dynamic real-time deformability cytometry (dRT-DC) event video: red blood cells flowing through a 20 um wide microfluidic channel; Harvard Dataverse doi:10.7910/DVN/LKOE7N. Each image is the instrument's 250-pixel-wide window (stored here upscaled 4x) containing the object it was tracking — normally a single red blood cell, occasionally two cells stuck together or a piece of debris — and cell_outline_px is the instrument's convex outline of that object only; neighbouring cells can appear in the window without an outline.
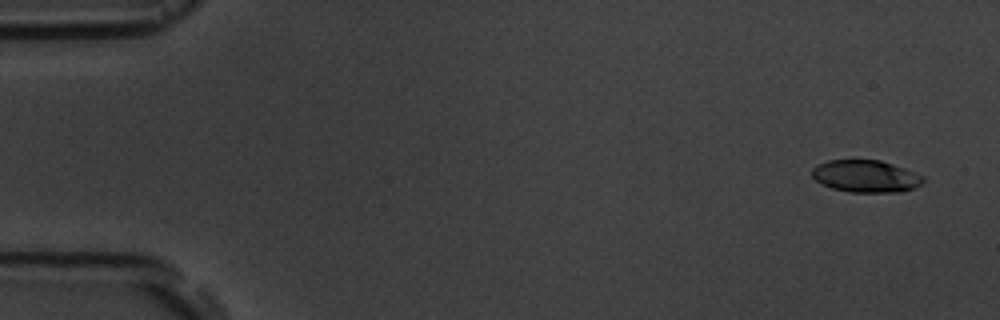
{"species": "common noctule bat (a hibernating species)", "species_latin": "Nyctalus noctula", "temperature_condition": "room temperature", "stored_images_in_passage": 6, "camera_frame_rate_fps": 3000, "um_per_image_px": 0.085, "animal": {"sex": "male", "body_mass_g": 19.5, "forearm_length_mm": 54.6}, "frame": {"image": 1, "passage_image": 1, "time_ms": 0.0, "image_size_px": [1000, 320], "cell_outline_px": [[924, 180], [920, 184], [912, 188], [900, 192], [848, 192], [832, 188], [816, 180], [812, 176], [812, 168], [828, 160], [880, 160], [904, 168], [924, 176]], "centroid_in_image_um": [73.59, 14.98], "position_along_channel_um": 11.4, "area_um2": 20.63}}
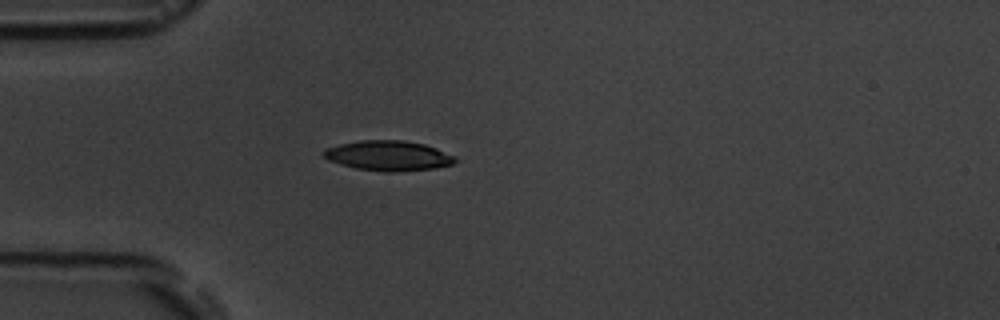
{"frame": {"image": 2, "passage_image": 4, "time_ms": 4.333, "image_size_px": [1000, 320], "cell_outline_px": [[456, 160], [452, 164], [436, 168], [396, 172], [384, 172], [356, 168], [328, 160], [320, 152], [328, 148], [340, 144], [360, 140], [404, 140], [424, 144], [436, 148], [456, 156]], "centroid_in_image_um": [33.03, 13.23], "position_along_channel_um": 52.0, "area_um2": 23.0}}
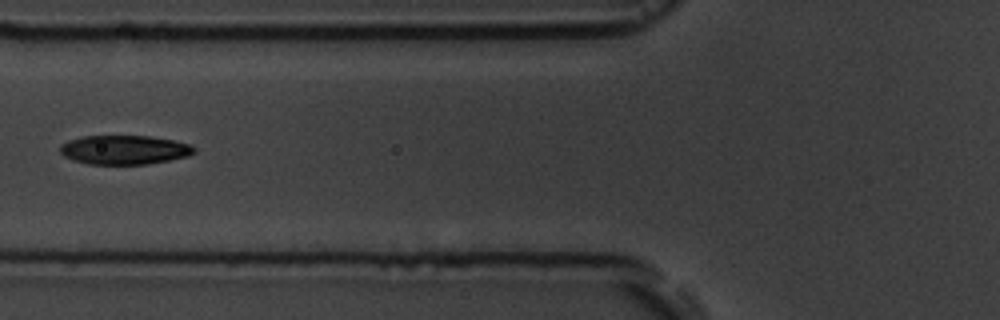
{"frame": {"image": 3, "passage_image": 6, "time_ms": 6.333, "image_size_px": [1000, 320], "cell_outline_px": [[196, 152], [188, 156], [148, 164], [88, 164], [64, 156], [60, 152], [60, 144], [68, 140], [84, 136], [148, 136], [172, 140], [188, 144], [196, 148]], "centroid_in_image_um": [10.56, 12.73], "position_along_channel_um": 115.2, "area_um2": 22.6}}